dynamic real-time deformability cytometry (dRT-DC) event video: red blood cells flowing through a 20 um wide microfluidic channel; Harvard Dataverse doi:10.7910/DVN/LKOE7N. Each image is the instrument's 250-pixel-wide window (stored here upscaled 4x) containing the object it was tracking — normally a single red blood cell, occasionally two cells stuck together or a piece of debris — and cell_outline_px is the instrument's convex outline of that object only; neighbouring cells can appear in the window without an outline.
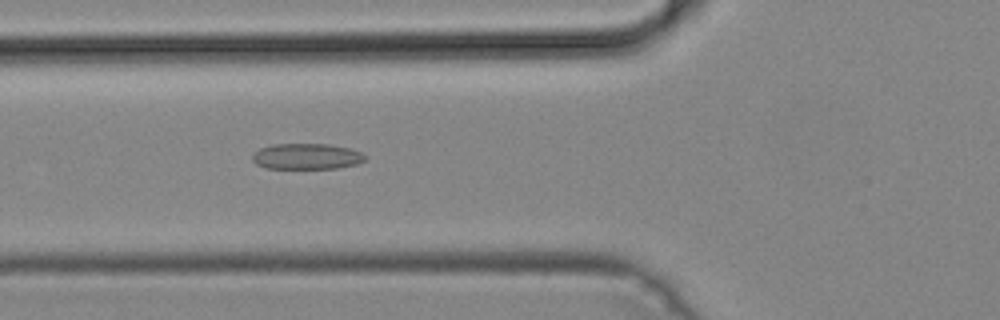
{"species": "common noctule bat (a hibernating species)", "species_latin": "Nyctalus noctula", "temperature_condition": "cold", "stored_images_in_passage": 36, "camera_frame_rate_fps": 3000, "um_per_image_px": 0.085, "animal": {"sex": "male", "body_mass_g": 19.2, "forearm_length_mm": 51.8}, "frame": {"image": 1, "passage_image": 5, "time_ms": 1.333, "image_size_px": [1000, 320], "cell_outline_px": [[368, 156], [364, 160], [356, 164], [336, 168], [264, 168], [256, 164], [252, 160], [252, 156], [260, 148], [272, 144], [328, 144], [352, 148]], "centroid_in_image_um": [26.07, 13.29], "position_along_channel_um": 99.7, "area_um2": 16.99}}
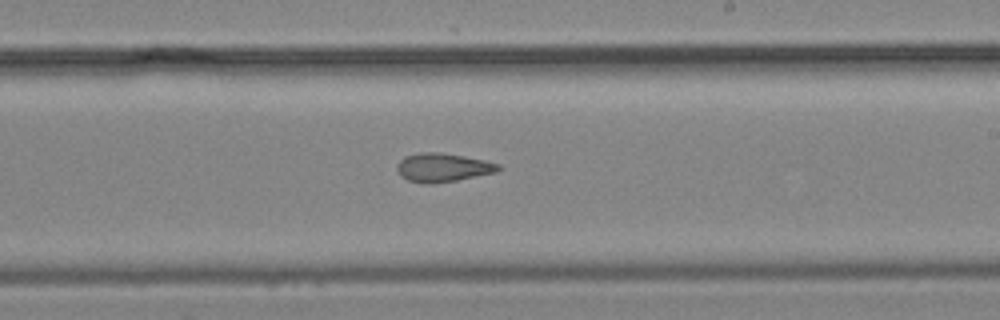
{"frame": {"image": 2, "passage_image": 16, "time_ms": 5.0, "image_size_px": [1000, 320], "cell_outline_px": [[500, 168], [496, 172], [456, 180], [432, 184], [424, 184], [408, 180], [400, 176], [396, 168], [396, 164], [404, 156], [420, 152], [440, 152], [464, 156], [484, 160], [500, 164]], "centroid_in_image_um": [37.59, 14.23], "position_along_channel_um": 251.4, "area_um2": 16.99}}
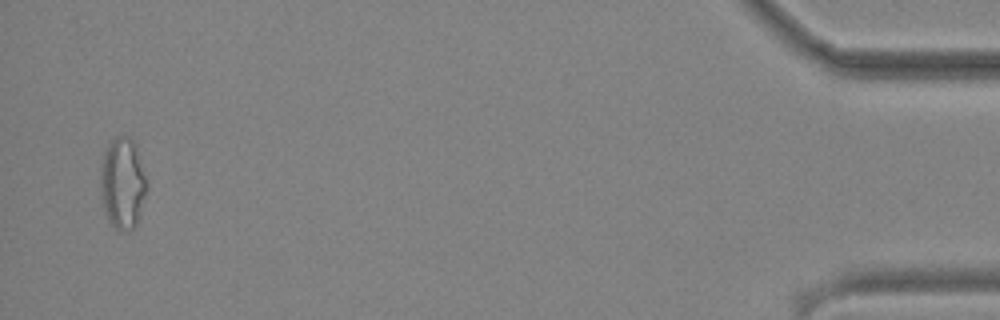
{"frame": {"image": 3, "passage_image": 35, "time_ms": 11.333, "image_size_px": [1000, 320], "cell_outline_px": [[144, 196], [140, 212], [136, 224], [132, 228], [116, 228], [112, 224], [104, 208], [100, 188], [100, 168], [108, 144], [116, 136], [128, 136], [136, 144], [144, 176]], "centroid_in_image_um": [10.39, 15.51], "position_along_channel_um": 424.8, "area_um2": 23.58}}